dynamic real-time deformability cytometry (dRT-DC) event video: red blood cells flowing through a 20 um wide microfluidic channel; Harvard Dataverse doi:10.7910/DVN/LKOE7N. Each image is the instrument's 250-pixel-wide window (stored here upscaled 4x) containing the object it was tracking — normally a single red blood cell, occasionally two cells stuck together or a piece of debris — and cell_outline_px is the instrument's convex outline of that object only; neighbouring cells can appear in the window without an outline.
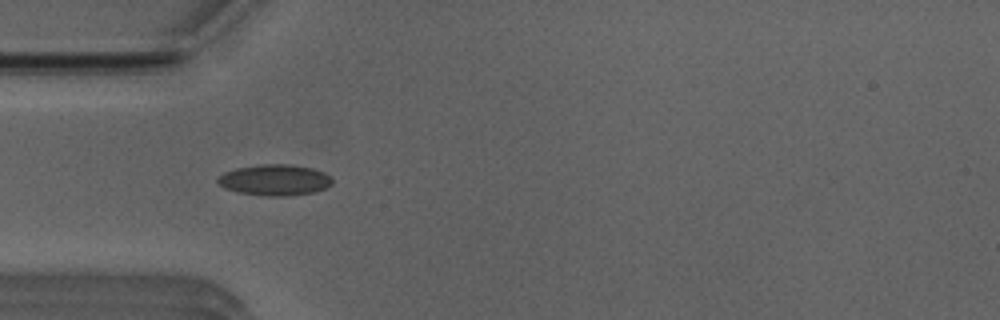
{"species": "Egyptian fruit bat (a non-hibernating species)", "species_latin": "Rousettus aegyptiacus", "temperature_condition": "room temperature", "stored_images_in_passage": 41, "camera_frame_rate_fps": 3000, "um_per_image_px": 0.085, "animal": {"sex": "male"}, "frame": {"image": 1, "passage_image": 5, "time_ms": 1.333, "image_size_px": [1000, 320], "cell_outline_px": [[332, 184], [316, 192], [288, 196], [268, 196], [240, 192], [224, 188], [216, 180], [224, 172], [236, 168], [260, 164], [292, 164], [312, 168], [324, 172], [332, 180]], "centroid_in_image_um": [23.36, 15.29], "position_along_channel_um": 61.6, "area_um2": 20.63}}
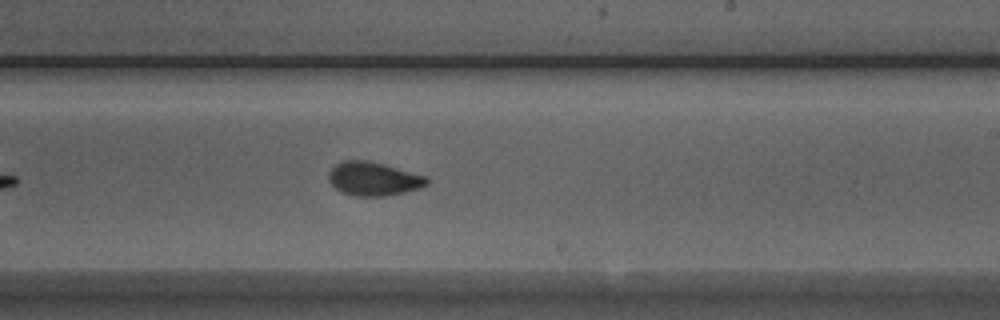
{"frame": {"image": 2, "passage_image": 20, "time_ms": 6.333, "image_size_px": [1000, 320], "cell_outline_px": [[428, 184], [420, 188], [404, 192], [384, 196], [356, 196], [340, 192], [328, 180], [328, 172], [336, 164], [344, 160], [368, 160], [384, 164], [428, 176]], "centroid_in_image_um": [31.75, 15.19], "position_along_channel_um": 257.3, "area_um2": 19.36}}
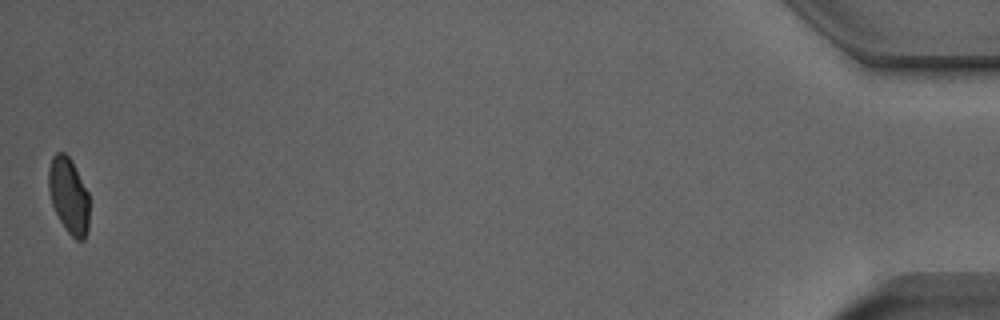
{"frame": {"image": 3, "passage_image": 41, "time_ms": 13.333, "image_size_px": [1000, 320], "cell_outline_px": [[88, 232], [84, 240], [76, 240], [64, 228], [52, 204], [48, 188], [48, 168], [52, 156], [56, 152], [64, 152], [68, 156], [88, 192]], "centroid_in_image_um": [5.83, 16.64], "position_along_channel_um": 429.4, "area_um2": 17.86}, "authors_computed_cell_mechanics": {"area_um2": 19.074, "velocity_mm_per_s": 3.929, "shape_relaxation_time_tau1_ms": 3.5017, "shape_relaxation_time_tau2_ms": 1.5121, "deformation_change_tau1": 0.1093, "deformation_change_tau2": 0.0565}}